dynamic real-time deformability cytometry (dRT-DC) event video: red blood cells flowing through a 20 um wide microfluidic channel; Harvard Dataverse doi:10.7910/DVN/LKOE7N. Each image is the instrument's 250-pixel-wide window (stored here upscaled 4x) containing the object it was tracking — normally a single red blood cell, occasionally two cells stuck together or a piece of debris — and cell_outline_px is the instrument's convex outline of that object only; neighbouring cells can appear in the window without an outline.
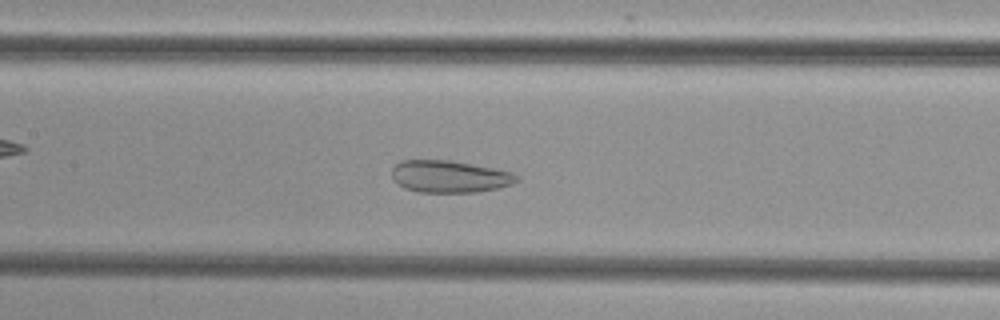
{"species": "common noctule bat (a hibernating species)", "species_latin": "Nyctalus noctula", "temperature_condition": "cold", "stored_images_in_passage": 49, "camera_frame_rate_fps": 3000, "um_per_image_px": 0.085, "animal": {"sex": "female", "body_mass_g": 29.2, "forearm_length_mm": 56.3}, "frame": {"image": 1, "passage_image": 21, "time_ms": 6.667, "image_size_px": [1000, 320], "cell_outline_px": [[520, 180], [512, 184], [496, 188], [476, 192], [416, 192], [404, 188], [392, 176], [392, 168], [400, 160], [452, 160], [512, 172], [520, 176]], "centroid_in_image_um": [38.23, 15.0], "position_along_channel_um": 169.2, "area_um2": 23.35}}
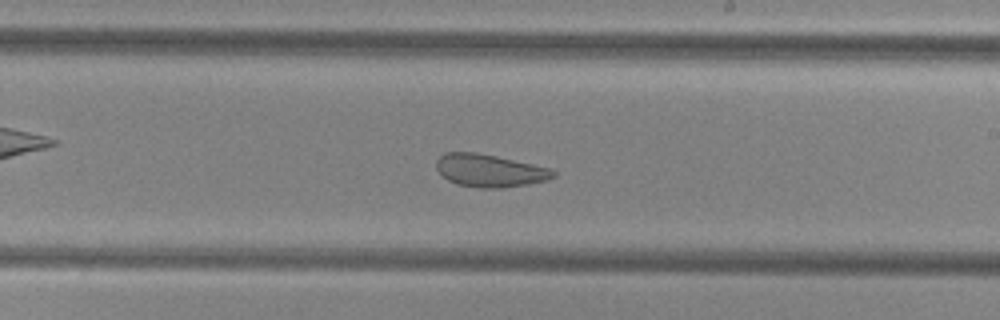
{"frame": {"image": 2, "passage_image": 27, "time_ms": 8.667, "image_size_px": [1000, 320], "cell_outline_px": [[556, 176], [548, 180], [528, 184], [504, 188], [480, 188], [456, 184], [448, 180], [436, 168], [436, 160], [444, 152], [476, 152], [496, 156], [552, 168], [556, 172]], "centroid_in_image_um": [41.64, 14.5], "position_along_channel_um": 247.4, "area_um2": 22.43}}
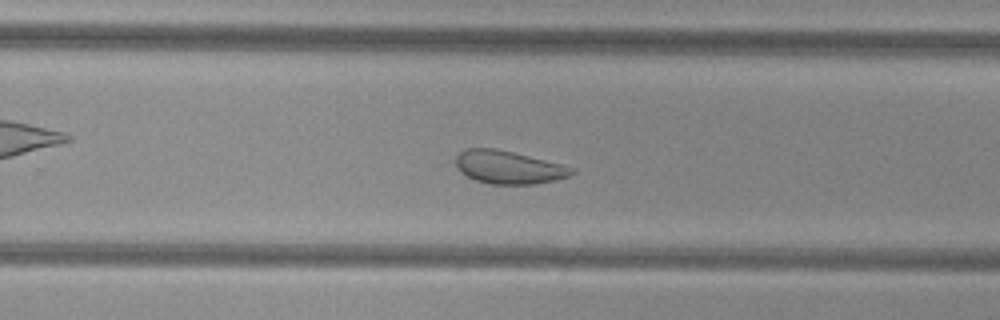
{"frame": {"image": 3, "passage_image": 30, "time_ms": 9.667, "image_size_px": [1000, 320], "cell_outline_px": [[576, 172], [568, 176], [556, 180], [536, 184], [488, 184], [476, 180], [460, 172], [456, 168], [456, 156], [464, 148], [496, 148], [576, 168]], "centroid_in_image_um": [43.21, 14.22], "position_along_channel_um": 286.6, "area_um2": 22.31}}